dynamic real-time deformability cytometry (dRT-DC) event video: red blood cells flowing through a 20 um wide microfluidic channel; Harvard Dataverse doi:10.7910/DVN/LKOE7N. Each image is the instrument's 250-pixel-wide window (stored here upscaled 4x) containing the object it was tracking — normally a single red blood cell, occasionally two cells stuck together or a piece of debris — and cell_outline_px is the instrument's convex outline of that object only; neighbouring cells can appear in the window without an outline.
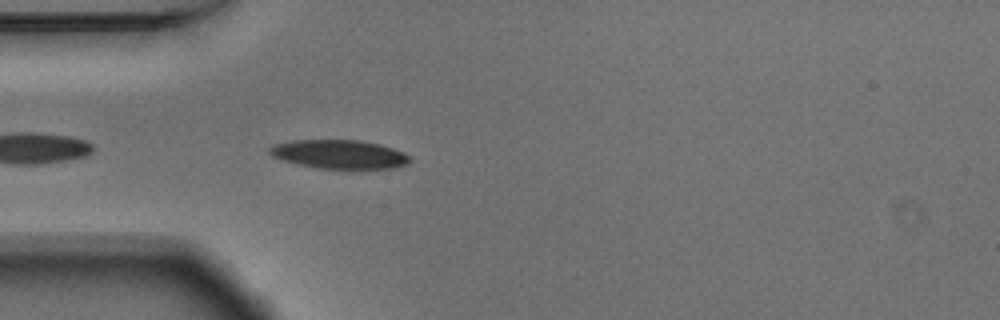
{"species": "Egyptian fruit bat (a non-hibernating species)", "species_latin": "Rousettus aegyptiacus", "temperature_condition": "warm", "stored_images_in_passage": 8, "camera_frame_rate_fps": 3000, "um_per_image_px": 0.085, "animal": {"sex": "male"}, "frame": {"image": 1, "passage_image": 3, "time_ms": 0.667, "image_size_px": [1000, 320], "cell_outline_px": [[412, 160], [408, 164], [392, 168], [320, 168], [296, 164], [272, 156], [268, 152], [268, 148], [272, 144], [292, 140], [360, 140], [380, 144], [404, 152], [412, 156]], "centroid_in_image_um": [28.85, 13.1], "position_along_channel_um": 56.2, "area_um2": 23.64}}